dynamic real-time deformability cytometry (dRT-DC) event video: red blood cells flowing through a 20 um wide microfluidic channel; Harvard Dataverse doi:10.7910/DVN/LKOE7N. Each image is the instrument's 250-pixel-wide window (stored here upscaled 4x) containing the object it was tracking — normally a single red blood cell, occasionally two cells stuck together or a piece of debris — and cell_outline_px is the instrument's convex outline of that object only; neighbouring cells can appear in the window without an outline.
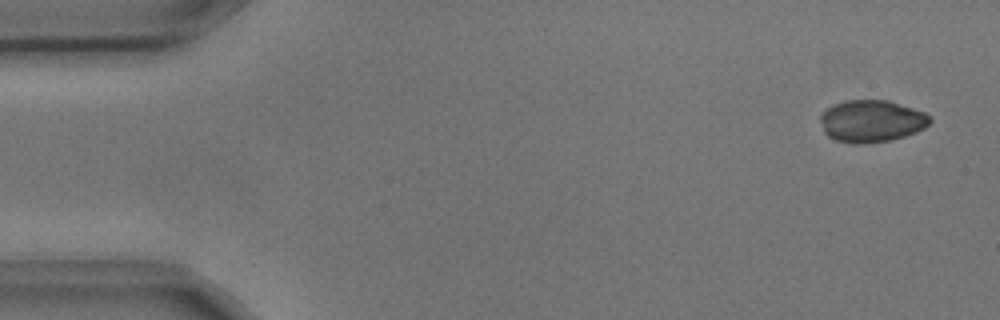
{"species": "common noctule bat (a hibernating species)", "species_latin": "Nyctalus noctula", "temperature_condition": "cold", "stored_images_in_passage": 4, "camera_frame_rate_fps": 3000, "um_per_image_px": 0.085, "animal": {"sex": "male", "body_mass_g": 17.9, "forearm_length_mm": 54.2}, "frame": {"image": 1, "passage_image": 1, "time_ms": 0.0, "image_size_px": [1000, 320], "cell_outline_px": [[932, 120], [924, 128], [916, 132], [892, 140], [864, 144], [856, 144], [836, 140], [828, 136], [824, 132], [820, 120], [820, 116], [832, 104], [844, 100], [888, 100], [924, 112], [932, 116]], "centroid_in_image_um": [74.08, 10.29], "position_along_channel_um": 10.9, "area_um2": 26.99}}
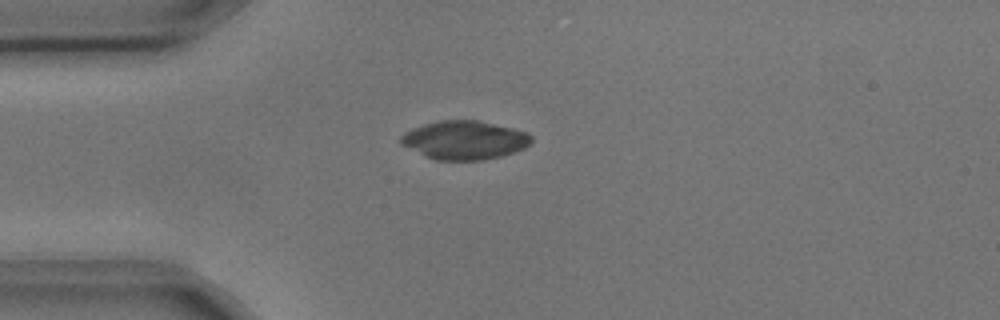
{"frame": {"image": 2, "passage_image": 4, "time_ms": 1.0, "image_size_px": [1000, 320], "cell_outline_px": [[532, 140], [524, 148], [516, 152], [484, 160], [436, 160], [400, 144], [400, 136], [404, 132], [412, 128], [424, 124], [440, 120], [480, 120], [528, 132], [532, 136]], "centroid_in_image_um": [39.49, 11.9], "position_along_channel_um": 45.5, "area_um2": 29.42}}